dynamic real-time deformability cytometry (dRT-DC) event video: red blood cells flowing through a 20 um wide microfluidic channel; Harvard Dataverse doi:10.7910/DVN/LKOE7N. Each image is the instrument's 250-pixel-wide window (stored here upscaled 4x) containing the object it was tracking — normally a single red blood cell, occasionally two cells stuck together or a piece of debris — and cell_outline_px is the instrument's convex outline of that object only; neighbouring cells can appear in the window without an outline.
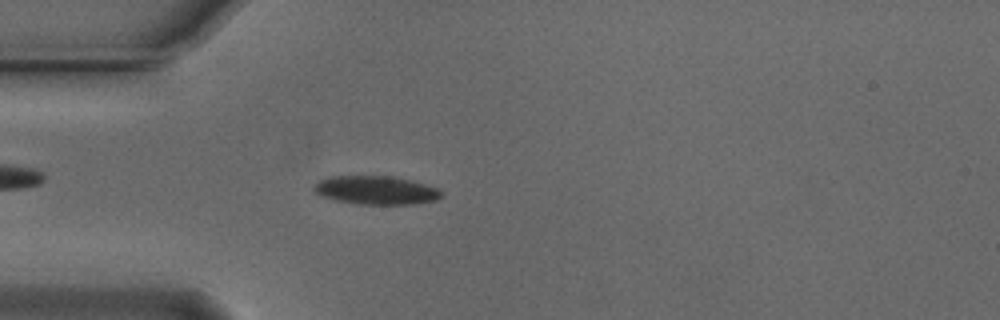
{"species": "Egyptian fruit bat (a non-hibernating species)", "species_latin": "Rousettus aegyptiacus", "temperature_condition": "cold", "stored_images_in_passage": 54, "camera_frame_rate_fps": 3000, "um_per_image_px": 0.085, "animal": {"sex": "male"}, "frame": {"image": 1, "passage_image": 15, "time_ms": 4.667, "image_size_px": [1000, 320], "cell_outline_px": [[444, 196], [436, 200], [416, 204], [356, 204], [336, 200], [320, 196], [312, 188], [320, 180], [332, 176], [392, 176], [412, 180], [436, 188], [444, 192]], "centroid_in_image_um": [31.99, 16.17], "position_along_channel_um": 53.0, "area_um2": 21.27}}
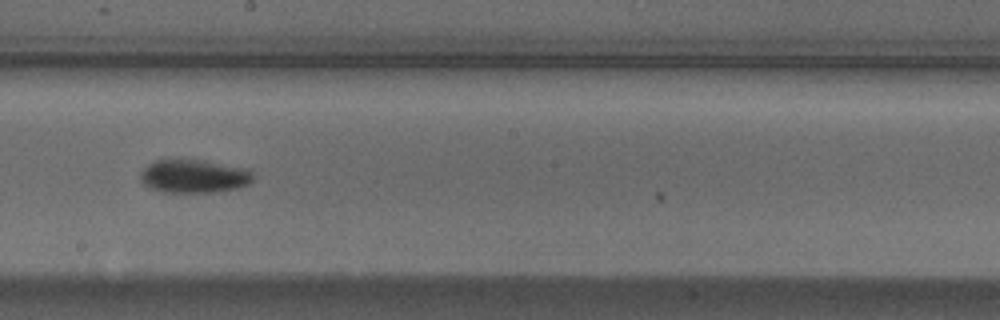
{"frame": {"image": 2, "passage_image": 30, "time_ms": 9.667, "image_size_px": [1000, 320], "cell_outline_px": [[252, 180], [248, 184], [236, 188], [216, 192], [164, 192], [148, 188], [140, 180], [140, 172], [148, 164], [156, 160], [204, 160], [248, 168], [252, 172]], "centroid_in_image_um": [16.47, 14.98], "position_along_channel_um": 231.7, "area_um2": 21.96}}
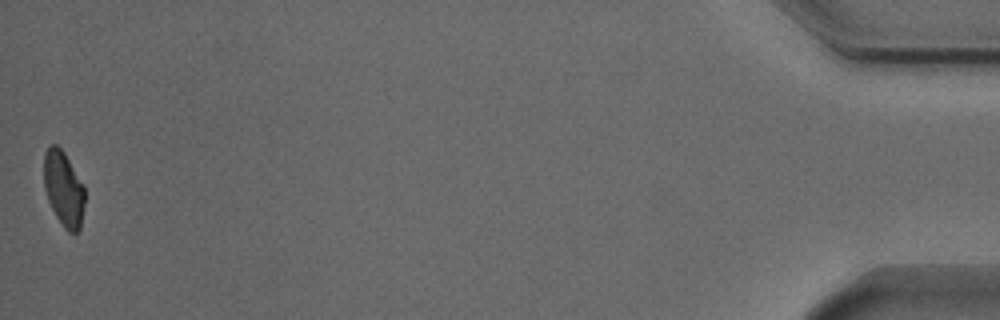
{"frame": {"image": 3, "passage_image": 54, "time_ms": 17.667, "image_size_px": [1000, 320], "cell_outline_px": [[84, 204], [80, 228], [76, 232], [68, 232], [64, 228], [56, 216], [48, 200], [44, 188], [44, 152], [52, 144], [56, 144], [64, 152], [84, 184]], "centroid_in_image_um": [5.41, 16.03], "position_along_channel_um": 429.8, "area_um2": 17.86}, "authors_computed_cell_mechanics": {"area_um2": 19.8832, "velocity_mm_per_s": 3.7326, "shape_relaxation_time_tau1_ms": 5.4893, "shape_relaxation_time_tau2_ms": null, "deformation_change_tau1": 0.1448, "deformation_change_tau2": null}}